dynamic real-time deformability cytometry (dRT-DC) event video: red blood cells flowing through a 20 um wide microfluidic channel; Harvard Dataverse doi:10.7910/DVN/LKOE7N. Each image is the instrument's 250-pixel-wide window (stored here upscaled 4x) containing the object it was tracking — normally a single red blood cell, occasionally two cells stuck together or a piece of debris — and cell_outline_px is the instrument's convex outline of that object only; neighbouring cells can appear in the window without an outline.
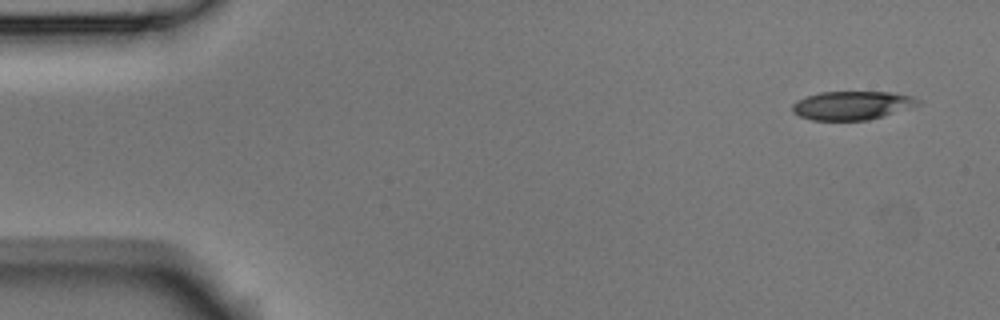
{"species": "Egyptian fruit bat (a non-hibernating species)", "species_latin": "Rousettus aegyptiacus", "temperature_condition": "room temperature", "stored_images_in_passage": 5, "camera_frame_rate_fps": 3000, "um_per_image_px": 0.085, "animal": {"sex": "male"}, "frame": {"image": 1, "passage_image": 1, "time_ms": 0.0, "image_size_px": [1000, 320], "cell_outline_px": [[924, 100], [920, 104], [884, 116], [868, 120], [812, 120], [800, 116], [792, 112], [792, 104], [796, 100], [820, 92], [892, 92], [912, 96]], "centroid_in_image_um": [72.44, 8.96], "position_along_channel_um": 12.6, "area_um2": 21.04}}
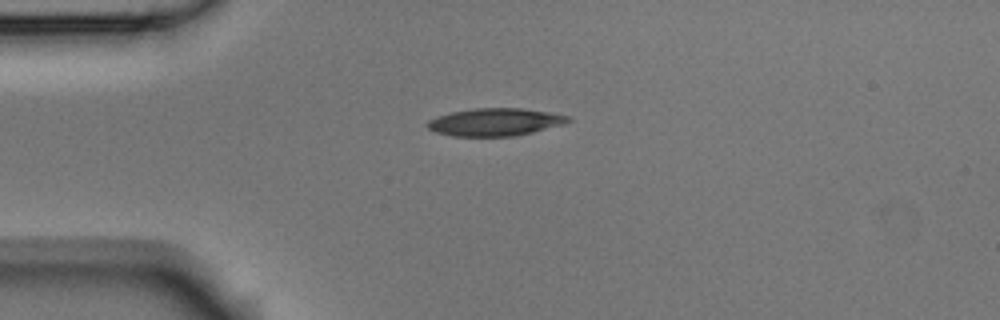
{"frame": {"image": 2, "passage_image": 4, "time_ms": 1.0, "image_size_px": [1000, 320], "cell_outline_px": [[572, 120], [564, 124], [532, 132], [512, 136], [452, 136], [436, 132], [428, 128], [424, 124], [428, 120], [436, 116], [452, 112], [472, 108], [520, 108], [548, 112], [568, 116]], "centroid_in_image_um": [42.03, 10.37], "position_along_channel_um": 43.0, "area_um2": 22.6}}